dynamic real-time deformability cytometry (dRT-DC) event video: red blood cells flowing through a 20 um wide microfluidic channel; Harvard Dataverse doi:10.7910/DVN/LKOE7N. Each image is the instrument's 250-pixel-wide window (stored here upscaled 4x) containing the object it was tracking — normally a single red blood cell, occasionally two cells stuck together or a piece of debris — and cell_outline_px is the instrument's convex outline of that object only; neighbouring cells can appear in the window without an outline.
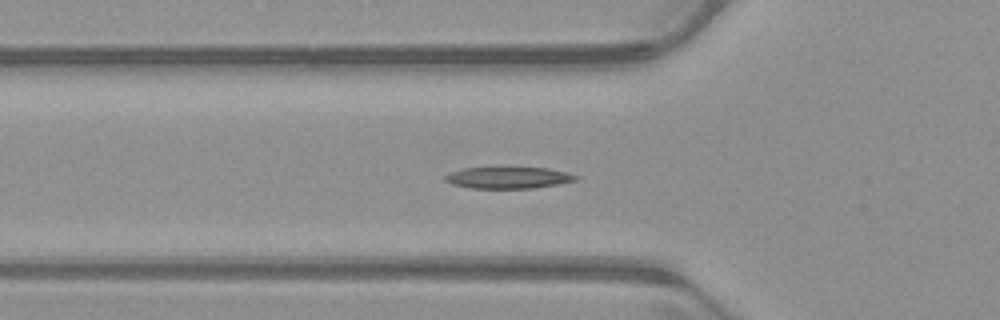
{"species": "common noctule bat (a hibernating species)", "species_latin": "Nyctalus noctula", "temperature_condition": "warm", "stored_images_in_passage": 50, "camera_frame_rate_fps": 3000, "um_per_image_px": 0.085, "animal": {"sex": "male", "body_mass_g": 23.1, "forearm_length_mm": 52.7}, "frame": {"image": 1, "passage_image": 15, "time_ms": 4.667, "image_size_px": [1000, 320], "cell_outline_px": [[580, 176], [576, 180], [536, 188], [468, 188], [452, 184], [444, 180], [444, 176], [452, 172], [464, 168], [508, 164], [548, 168]], "centroid_in_image_um": [43.18, 15.05], "position_along_channel_um": 82.6, "area_um2": 17.4}}
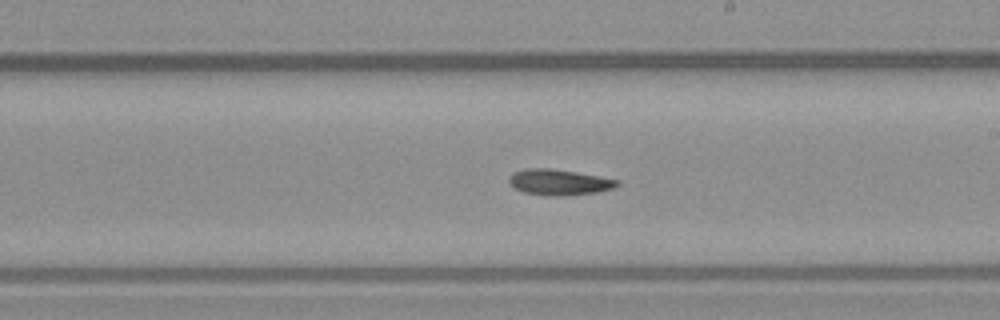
{"frame": {"image": 2, "passage_image": 27, "time_ms": 8.667, "image_size_px": [1000, 320], "cell_outline_px": [[620, 184], [612, 188], [596, 192], [568, 196], [548, 196], [524, 192], [516, 188], [508, 180], [512, 172], [528, 168], [552, 168], [600, 176], [620, 180]], "centroid_in_image_um": [47.54, 15.48], "position_along_channel_um": 241.5, "area_um2": 16.3}}
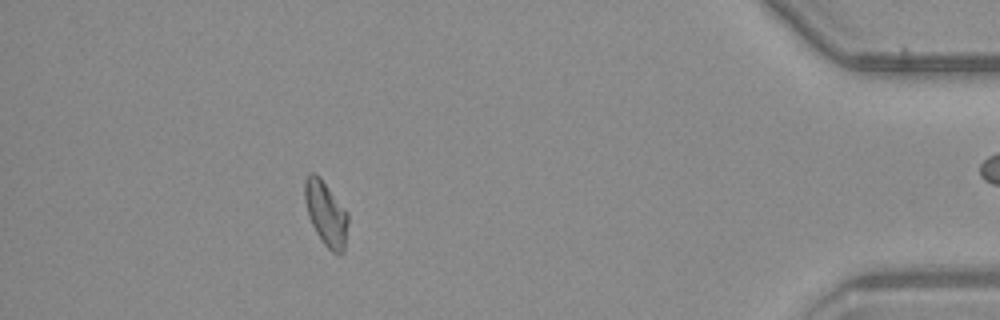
{"frame": {"image": 3, "passage_image": 44, "time_ms": 14.333, "image_size_px": [1000, 320], "cell_outline_px": [[348, 224], [344, 252], [340, 256], [332, 252], [324, 244], [316, 232], [308, 216], [304, 200], [304, 180], [308, 172], [316, 172], [320, 176], [348, 212]], "centroid_in_image_um": [27.7, 18.12], "position_along_channel_um": 407.5, "area_um2": 16.65}}